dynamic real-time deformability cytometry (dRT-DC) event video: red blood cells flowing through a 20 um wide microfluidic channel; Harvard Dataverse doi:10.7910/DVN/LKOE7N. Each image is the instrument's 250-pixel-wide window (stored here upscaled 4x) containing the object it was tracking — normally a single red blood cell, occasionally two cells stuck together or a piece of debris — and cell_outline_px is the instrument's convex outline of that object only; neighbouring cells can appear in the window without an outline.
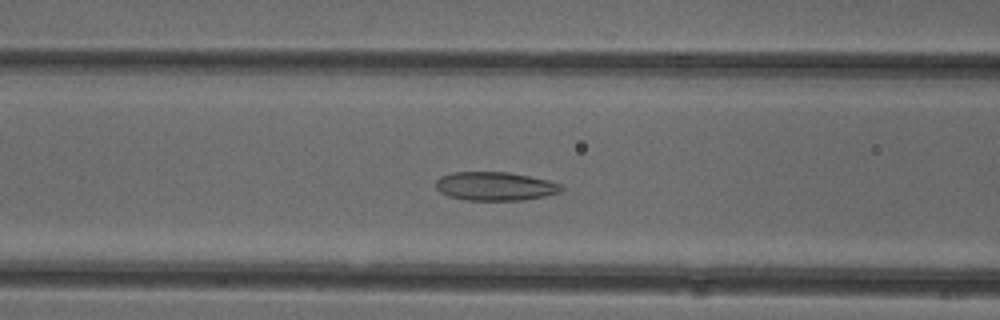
{"species": "common noctule bat (a hibernating species)", "species_latin": "Nyctalus noctula", "temperature_condition": "cold", "stored_images_in_passage": 51, "camera_frame_rate_fps": 3000, "um_per_image_px": 0.085, "animal": {"sex": "female"}, "frame": {"image": 1, "passage_image": 19, "time_ms": 6.0, "image_size_px": [1000, 320], "cell_outline_px": [[564, 188], [560, 192], [544, 196], [524, 200], [464, 200], [448, 196], [440, 192], [436, 188], [436, 180], [440, 176], [452, 172], [508, 172], [548, 180], [560, 184]], "centroid_in_image_um": [42.06, 15.83], "position_along_channel_um": 124.5, "area_um2": 20.98}}
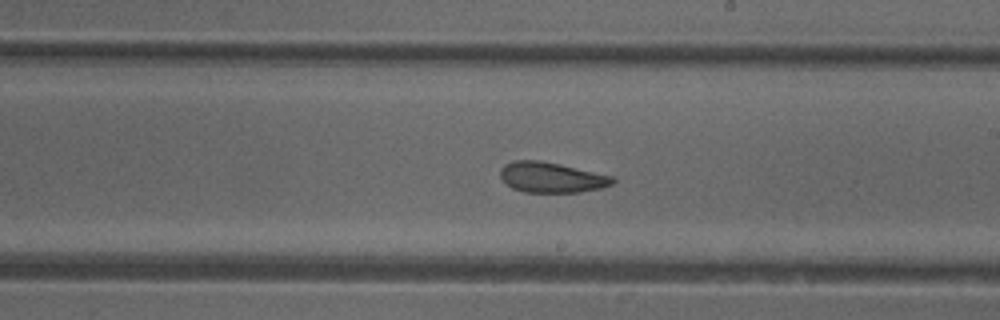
{"frame": {"image": 2, "passage_image": 28, "time_ms": 9.0, "image_size_px": [1000, 320], "cell_outline_px": [[616, 180], [612, 184], [600, 188], [580, 192], [524, 192], [512, 188], [500, 176], [500, 168], [504, 164], [512, 160], [540, 160], [560, 164], [612, 176]], "centroid_in_image_um": [46.85, 15.07], "position_along_channel_um": 242.1, "area_um2": 19.83}}
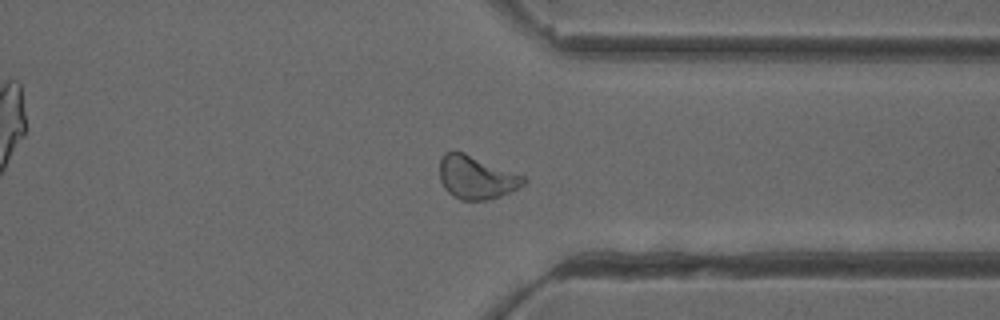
{"frame": {"image": 3, "passage_image": 38, "time_ms": 12.333, "image_size_px": [1000, 320], "cell_outline_px": [[528, 180], [524, 184], [500, 196], [484, 200], [460, 200], [452, 196], [444, 188], [440, 180], [440, 160], [444, 152], [464, 152], [528, 176]], "centroid_in_image_um": [40.51, 15.07], "position_along_channel_um": 370.9, "area_um2": 21.33}, "authors_computed_cell_mechanics": {"area_um2": 21.3282, "velocity_mm_per_s": 3.9235, "shape_relaxation_time_tau1_ms": 8.071, "shape_relaxation_time_tau2_ms": 2.0347, "deformation_change_tau1": 0.1504, "deformation_change_tau2": 0.0889}}